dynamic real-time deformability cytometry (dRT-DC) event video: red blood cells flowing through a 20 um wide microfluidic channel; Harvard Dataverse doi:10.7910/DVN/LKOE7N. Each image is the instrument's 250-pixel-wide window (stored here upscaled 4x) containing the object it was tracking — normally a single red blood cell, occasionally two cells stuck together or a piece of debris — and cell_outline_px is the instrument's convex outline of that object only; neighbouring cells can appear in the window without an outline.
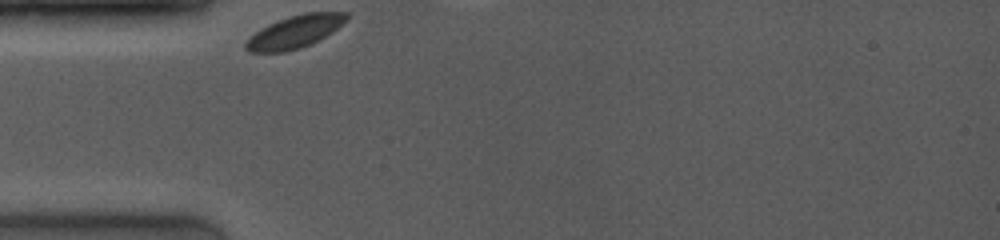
{"species": "common noctule bat (a hibernating species)", "species_latin": "Nyctalus noctula", "temperature_condition": "room temperature", "stored_images_in_passage": 23, "camera_frame_rate_fps": 4000, "um_per_image_px": 0.085, "animal": {"sex": "female", "body_mass_g": 19.0, "forearm_length_mm": 53.3}, "frame": {"image": 1, "passage_image": 1, "time_ms": 0.0, "image_size_px": [1000, 240], "cell_outline_px": [[348, 20], [324, 36], [300, 48], [284, 52], [248, 52], [244, 48], [244, 44], [260, 28], [276, 20], [288, 16], [304, 12], [348, 12]], "centroid_in_image_um": [25.04, 2.68], "position_along_channel_um": 60.0, "area_um2": 18.96}}